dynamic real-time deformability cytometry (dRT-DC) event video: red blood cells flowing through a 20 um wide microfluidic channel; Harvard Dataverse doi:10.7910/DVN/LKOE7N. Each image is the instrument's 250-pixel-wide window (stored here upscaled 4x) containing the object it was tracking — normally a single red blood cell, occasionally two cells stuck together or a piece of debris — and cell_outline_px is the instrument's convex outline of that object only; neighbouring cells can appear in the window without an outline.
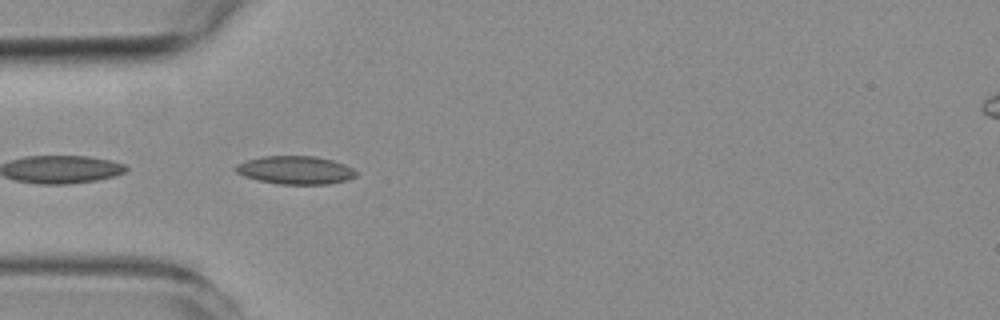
{"species": "common noctule bat (a hibernating species)", "species_latin": "Nyctalus noctula", "temperature_condition": "room temperature", "stored_images_in_passage": 5, "camera_frame_rate_fps": 3000, "um_per_image_px": 0.085, "animal": {"sex": "female", "body_mass_g": 19.3, "forearm_length_mm": 54.1}, "frame": {"image": 1, "passage_image": 1, "time_ms": 0.0, "image_size_px": [1000, 320], "cell_outline_px": [[356, 176], [348, 180], [328, 184], [276, 184], [256, 180], [244, 176], [236, 172], [236, 164], [248, 160], [264, 156], [316, 156], [332, 160], [344, 164], [352, 168], [356, 172]], "centroid_in_image_um": [25.11, 14.46], "position_along_channel_um": 59.9, "area_um2": 19.77}}